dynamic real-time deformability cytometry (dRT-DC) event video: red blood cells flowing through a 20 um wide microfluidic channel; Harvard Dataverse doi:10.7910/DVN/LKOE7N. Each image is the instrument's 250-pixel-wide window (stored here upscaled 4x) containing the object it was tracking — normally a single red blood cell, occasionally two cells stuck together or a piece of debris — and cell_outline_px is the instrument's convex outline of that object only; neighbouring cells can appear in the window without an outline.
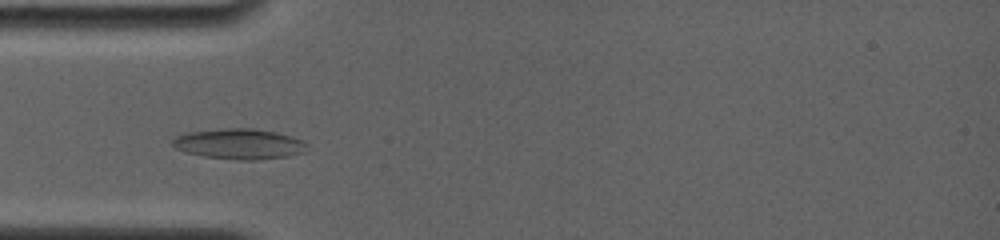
{"species": "common noctule bat (a hibernating species)", "species_latin": "Nyctalus noctula", "temperature_condition": "room temperature", "stored_images_in_passage": 61, "camera_frame_rate_fps": 4000, "um_per_image_px": 0.085, "animal": {"sex": "female", "body_mass_g": 19.0, "forearm_length_mm": 56.7}, "frame": {"image": 1, "passage_image": 15, "time_ms": 3.25, "image_size_px": [1000, 240], "cell_outline_px": [[308, 144], [304, 152], [288, 156], [256, 160], [240, 160], [204, 156], [188, 152], [176, 148], [172, 144], [172, 140], [176, 136], [188, 132], [224, 128], [252, 128], [276, 132], [292, 136], [304, 140]], "centroid_in_image_um": [20.38, 12.23], "position_along_channel_um": 64.6, "area_um2": 23.81}}
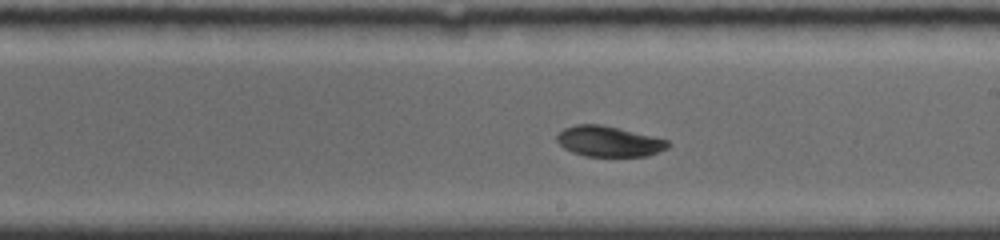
{"frame": {"image": 2, "passage_image": 36, "time_ms": 7.75, "image_size_px": [1000, 240], "cell_outline_px": [[672, 144], [668, 148], [648, 156], [584, 156], [572, 152], [564, 148], [556, 140], [556, 136], [564, 128], [576, 124], [600, 124], [668, 140]], "centroid_in_image_um": [51.75, 12.02], "position_along_channel_um": 237.3, "area_um2": 19.65}}
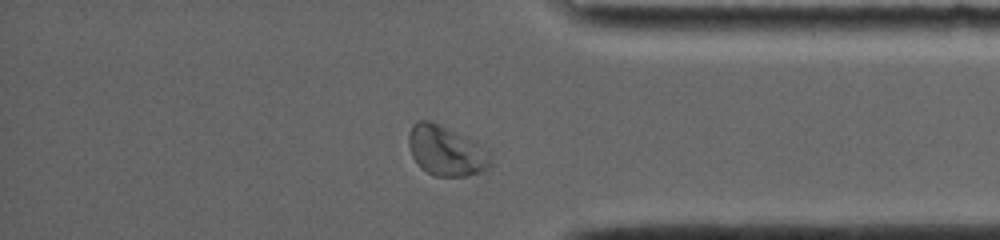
{"frame": {"image": 3, "passage_image": 55, "time_ms": 12.0, "image_size_px": [1000, 240], "cell_outline_px": [[492, 164], [484, 172], [468, 176], [432, 176], [420, 168], [412, 156], [408, 144], [408, 136], [412, 124], [416, 120], [432, 120], [488, 148], [492, 156]], "centroid_in_image_um": [37.94, 12.83], "position_along_channel_um": 397.3, "area_um2": 24.45}, "authors_computed_cell_mechanics": {"area_um2": 20.5768, "velocity_mm_per_s": 3.8405, "shape_relaxation_time_tau1_ms": 7.8276, "shape_relaxation_time_tau2_ms": null, "deformation_change_tau1": 0.1391, "deformation_change_tau2": null}}